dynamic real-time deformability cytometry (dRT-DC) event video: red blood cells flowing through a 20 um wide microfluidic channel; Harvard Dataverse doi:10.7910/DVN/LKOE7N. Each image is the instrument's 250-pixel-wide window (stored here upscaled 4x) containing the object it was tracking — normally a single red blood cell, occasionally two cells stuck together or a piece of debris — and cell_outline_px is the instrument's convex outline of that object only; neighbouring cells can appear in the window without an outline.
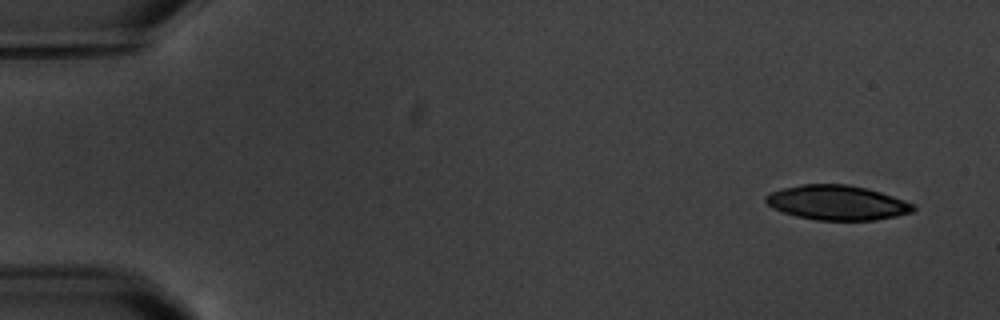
{"species": "common noctule bat (a hibernating species)", "species_latin": "Nyctalus noctula", "temperature_condition": "warm", "stored_images_in_passage": 5, "camera_frame_rate_fps": 3000, "um_per_image_px": 0.085, "animal": {"sex": "male", "body_mass_g": 20.1, "forearm_length_mm": 53.5}, "frame": {"image": 1, "passage_image": 1, "time_ms": 0.0, "image_size_px": [1000, 320], "cell_outline_px": [[916, 208], [912, 212], [896, 216], [872, 220], [816, 220], [796, 216], [772, 208], [764, 200], [764, 196], [772, 192], [784, 188], [804, 184], [848, 184], [880, 192], [916, 204]], "centroid_in_image_um": [71.16, 17.23], "position_along_channel_um": 13.8, "area_um2": 29.65}}